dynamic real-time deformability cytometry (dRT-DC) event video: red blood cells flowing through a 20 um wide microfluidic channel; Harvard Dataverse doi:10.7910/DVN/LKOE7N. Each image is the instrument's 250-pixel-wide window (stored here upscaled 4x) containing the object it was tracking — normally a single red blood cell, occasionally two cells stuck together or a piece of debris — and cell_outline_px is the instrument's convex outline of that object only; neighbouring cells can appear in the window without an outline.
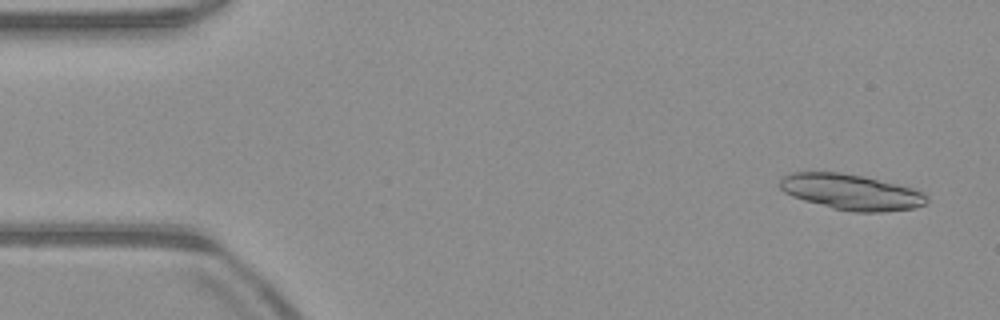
{"species": "common noctule bat (a hibernating species)", "species_latin": "Nyctalus noctula", "temperature_condition": "warm", "stored_images_in_passage": 13, "camera_frame_rate_fps": 3000, "um_per_image_px": 0.085, "animal": {"sex": "male", "body_mass_g": 23.1, "forearm_length_mm": 52.7}, "frame": {"image": 1, "passage_image": 3, "time_ms": 0.667, "image_size_px": [1000, 320], "cell_outline_px": [[928, 200], [924, 204], [912, 208], [880, 212], [852, 212], [832, 208], [804, 200], [792, 196], [784, 192], [780, 188], [780, 176], [792, 172], [840, 172], [864, 176], [912, 188], [924, 192], [928, 196]], "centroid_in_image_um": [72.32, 16.31], "position_along_channel_um": 12.7, "area_um2": 30.52}}